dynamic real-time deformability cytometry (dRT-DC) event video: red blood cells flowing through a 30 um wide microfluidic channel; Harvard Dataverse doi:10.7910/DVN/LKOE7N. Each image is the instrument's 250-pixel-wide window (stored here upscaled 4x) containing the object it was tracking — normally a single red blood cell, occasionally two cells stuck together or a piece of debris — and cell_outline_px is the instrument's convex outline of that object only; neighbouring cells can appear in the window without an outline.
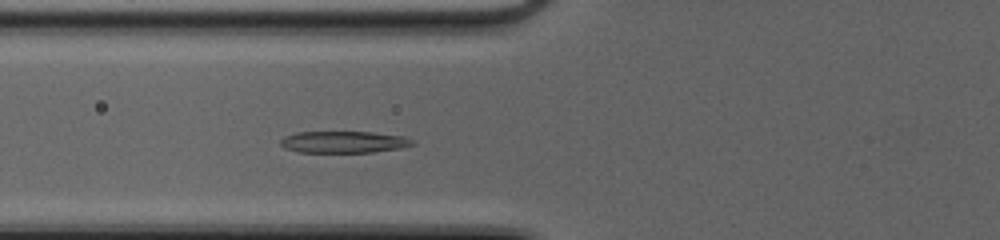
{"species": "common noctule bat (a hibernating species)", "species_latin": "Nyctalus noctula", "temperature_condition": "cold", "stored_images_in_passage": 42, "camera_frame_rate_fps": 3000, "um_per_image_px": 0.085, "animal": {"sex": "female", "body_mass_g": 20.0, "forearm_length_mm": 54.0}, "frame": {"image": 1, "passage_image": 13, "time_ms": 4.0, "image_size_px": [1000, 240], "cell_outline_px": [[416, 144], [400, 148], [372, 152], [296, 152], [284, 148], [280, 144], [280, 140], [284, 136], [296, 132], [372, 132], [404, 136], [416, 140]], "centroid_in_image_um": [29.23, 12.07], "position_along_channel_um": 96.6, "area_um2": 16.88}}
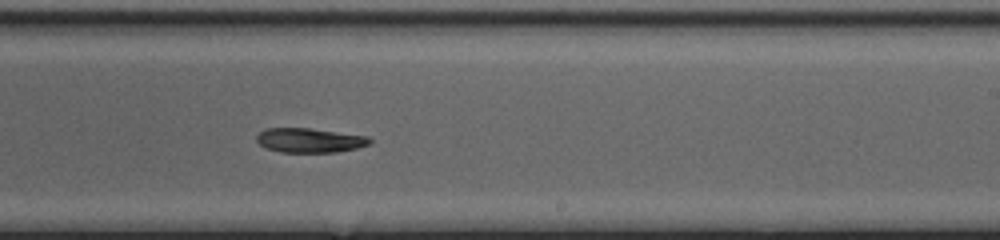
{"frame": {"image": 2, "passage_image": 25, "time_ms": 8.0, "image_size_px": [1000, 240], "cell_outline_px": [[372, 144], [356, 148], [336, 152], [280, 152], [268, 148], [260, 144], [256, 140], [256, 136], [264, 128], [312, 128], [368, 136], [372, 140]], "centroid_in_image_um": [26.35, 11.92], "position_along_channel_um": 262.7, "area_um2": 16.18}}
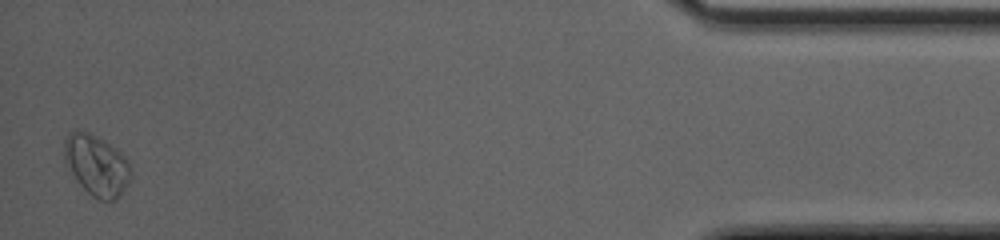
{"frame": {"image": 3, "passage_image": 42, "time_ms": 13.667, "image_size_px": [1000, 240], "cell_outline_px": [[132, 172], [120, 196], [116, 200], [100, 200], [92, 196], [80, 184], [64, 160], [64, 140], [68, 132], [88, 132], [104, 140], [120, 152], [128, 160]], "centroid_in_image_um": [8.21, 14.04], "position_along_channel_um": 427.0, "area_um2": 23.18}, "authors_computed_cell_mechanics": {"area_um2": 17.1377, "velocity_mm_per_s": 4.1467, "shape_relaxation_time_tau1_ms": 2.8571, "shape_relaxation_time_tau2_ms": null, "deformation_change_tau1": 0.1191, "deformation_change_tau2": null}}